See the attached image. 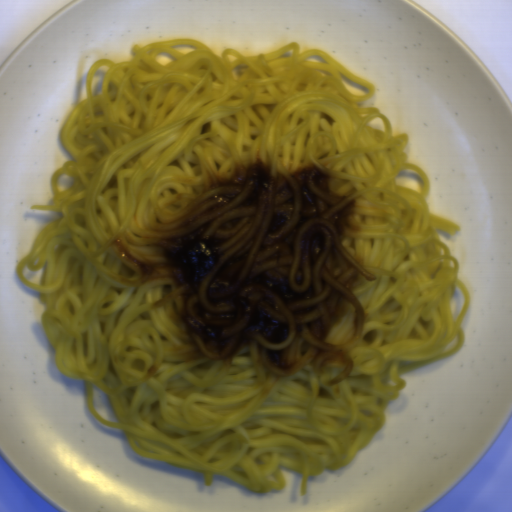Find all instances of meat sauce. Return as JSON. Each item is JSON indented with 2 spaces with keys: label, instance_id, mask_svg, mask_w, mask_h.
<instances>
[{
  "label": "meat sauce",
  "instance_id": "meat-sauce-1",
  "mask_svg": "<svg viewBox=\"0 0 512 512\" xmlns=\"http://www.w3.org/2000/svg\"><path fill=\"white\" fill-rule=\"evenodd\" d=\"M355 209L323 163L280 172L255 160L209 176L139 248L114 245L138 284L160 288L190 359L248 349L279 375L332 361L334 384L355 370L330 341L336 321L349 305L354 329L366 322L362 263L346 243Z\"/></svg>",
  "mask_w": 512,
  "mask_h": 512
}]
</instances>
